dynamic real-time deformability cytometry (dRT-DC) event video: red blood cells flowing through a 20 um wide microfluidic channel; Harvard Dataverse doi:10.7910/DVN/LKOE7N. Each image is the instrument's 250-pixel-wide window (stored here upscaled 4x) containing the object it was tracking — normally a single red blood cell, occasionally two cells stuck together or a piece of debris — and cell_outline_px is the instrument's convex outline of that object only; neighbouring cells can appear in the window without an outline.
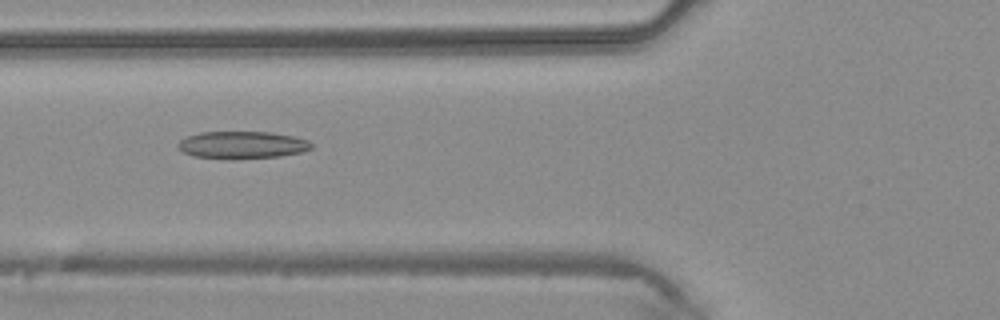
{"species": "common noctule bat (a hibernating species)", "species_latin": "Nyctalus noctula", "temperature_condition": "warm", "stored_images_in_passage": 42, "camera_frame_rate_fps": 3000, "um_per_image_px": 0.085, "animal": {"sex": "male", "body_mass_g": 20.4}, "frame": {"image": 1, "passage_image": 16, "time_ms": 5.0, "image_size_px": [1000, 320], "cell_outline_px": [[312, 148], [300, 152], [280, 156], [232, 160], [228, 160], [192, 156], [184, 152], [176, 144], [180, 140], [188, 136], [200, 132], [268, 132], [292, 136], [308, 140], [312, 144]], "centroid_in_image_um": [20.55, 12.34], "position_along_channel_um": 105.2, "area_um2": 21.39}}
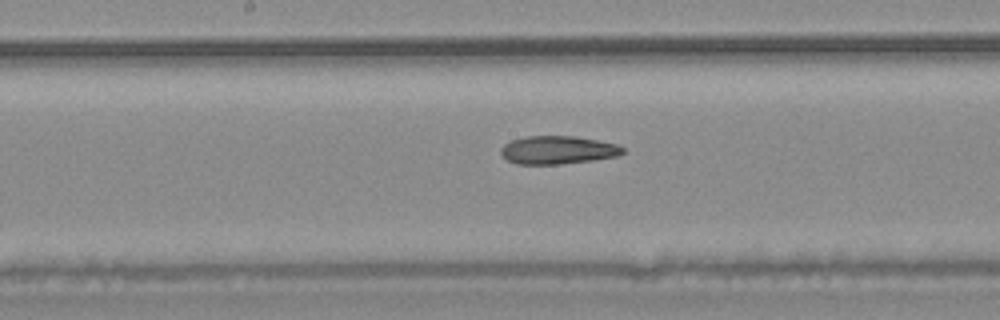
{"frame": {"image": 2, "passage_image": 22, "time_ms": 7.0, "image_size_px": [1000, 320], "cell_outline_px": [[624, 152], [616, 156], [592, 160], [560, 164], [516, 164], [508, 160], [500, 152], [500, 148], [504, 144], [512, 140], [528, 136], [576, 136], [616, 144], [624, 148]], "centroid_in_image_um": [47.39, 12.75], "position_along_channel_um": 200.8, "area_um2": 19.83}}
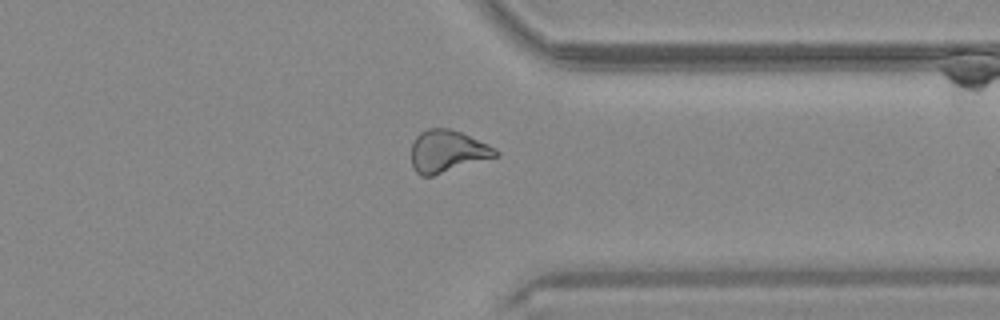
{"frame": {"image": 3, "passage_image": 33, "time_ms": 10.667, "image_size_px": [1000, 320], "cell_outline_px": [[500, 156], [432, 176], [420, 176], [412, 168], [412, 144], [416, 136], [420, 132], [428, 128], [448, 128], [460, 132], [488, 144], [496, 148], [500, 152]], "centroid_in_image_um": [38.04, 12.87], "position_along_channel_um": 373.4, "area_um2": 20.87}}